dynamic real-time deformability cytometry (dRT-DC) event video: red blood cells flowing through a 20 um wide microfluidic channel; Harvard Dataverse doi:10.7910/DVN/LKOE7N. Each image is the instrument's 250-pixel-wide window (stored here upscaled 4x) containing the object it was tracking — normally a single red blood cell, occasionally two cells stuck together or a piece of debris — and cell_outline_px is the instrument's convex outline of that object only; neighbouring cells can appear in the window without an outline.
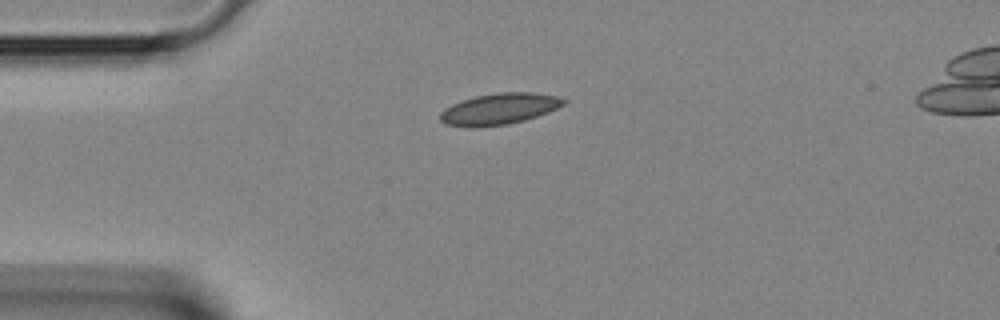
{"species": "Egyptian fruit bat (a non-hibernating species)", "species_latin": "Rousettus aegyptiacus", "temperature_condition": "room temperature", "stored_images_in_passage": 1, "camera_frame_rate_fps": 3000, "um_per_image_px": 0.085, "animal": {"sex": "female"}, "frame": {"image": 1, "passage_image": 1, "time_ms": 0.0, "image_size_px": [1000, 320], "cell_outline_px": [[568, 100], [564, 104], [548, 112], [524, 120], [508, 124], [472, 128], [468, 128], [448, 124], [440, 120], [440, 112], [444, 108], [452, 104], [476, 96], [496, 92], [532, 92], [556, 96]], "centroid_in_image_um": [42.42, 9.26], "position_along_channel_um": 42.6, "area_um2": 22.43}}